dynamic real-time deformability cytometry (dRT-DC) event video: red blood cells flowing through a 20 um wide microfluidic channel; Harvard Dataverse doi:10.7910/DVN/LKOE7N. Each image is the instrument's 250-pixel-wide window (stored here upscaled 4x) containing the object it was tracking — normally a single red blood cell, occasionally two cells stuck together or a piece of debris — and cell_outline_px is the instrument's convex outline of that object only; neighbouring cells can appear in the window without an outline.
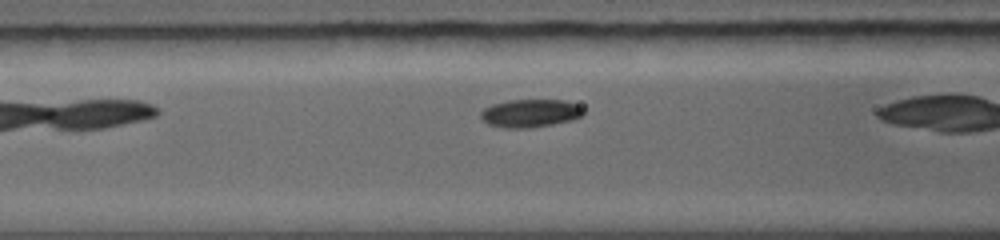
{"species": "common noctule bat (a hibernating species)", "species_latin": "Nyctalus noctula", "temperature_condition": "warm", "stored_images_in_passage": 20, "camera_frame_rate_fps": 5000, "um_per_image_px": 0.085, "animal": {"sex": "female", "body_mass_g": 19.0, "forearm_length_mm": 56.7}, "frame": {"image": 1, "passage_image": 4, "time_ms": 1.4, "image_size_px": [1000, 240], "cell_outline_px": [[584, 112], [580, 116], [572, 120], [532, 128], [504, 128], [488, 124], [480, 116], [480, 112], [484, 108], [492, 104], [508, 100], [564, 100], [576, 104]], "centroid_in_image_um": [45.03, 9.63], "position_along_channel_um": 121.6, "area_um2": 16.7}}
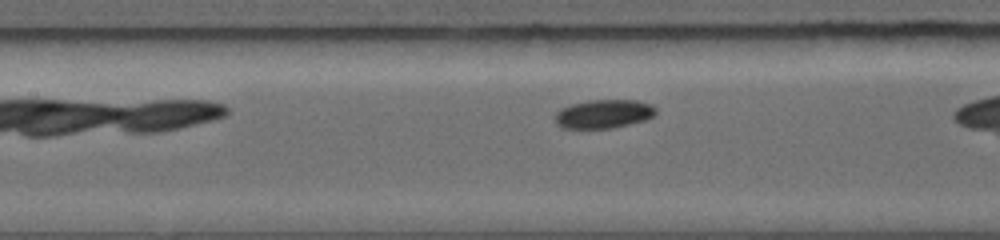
{"frame": {"image": 2, "passage_image": 6, "time_ms": 2.2, "image_size_px": [1000, 240], "cell_outline_px": [[656, 112], [652, 116], [644, 120], [612, 128], [560, 128], [556, 124], [556, 112], [560, 108], [572, 104], [588, 100], [636, 100], [652, 104], [656, 108]], "centroid_in_image_um": [51.3, 9.67], "position_along_channel_um": 156.1, "area_um2": 16.82}}
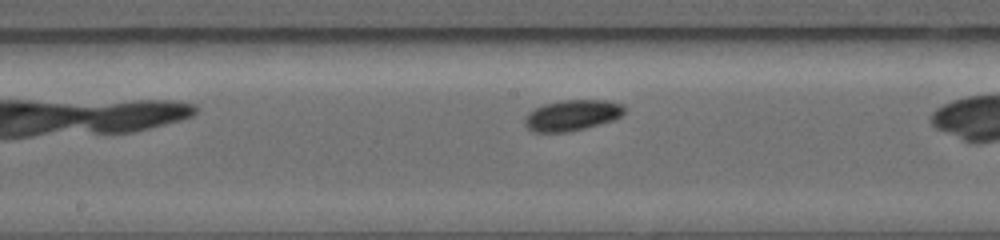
{"frame": {"image": 3, "passage_image": 9, "time_ms": 3.2, "image_size_px": [1000, 240], "cell_outline_px": [[628, 108], [620, 116], [612, 120], [584, 128], [568, 132], [532, 132], [524, 124], [524, 116], [528, 112], [544, 104], [564, 100], [604, 100], [620, 104]], "centroid_in_image_um": [48.59, 9.8], "position_along_channel_um": 199.6, "area_um2": 17.8}}